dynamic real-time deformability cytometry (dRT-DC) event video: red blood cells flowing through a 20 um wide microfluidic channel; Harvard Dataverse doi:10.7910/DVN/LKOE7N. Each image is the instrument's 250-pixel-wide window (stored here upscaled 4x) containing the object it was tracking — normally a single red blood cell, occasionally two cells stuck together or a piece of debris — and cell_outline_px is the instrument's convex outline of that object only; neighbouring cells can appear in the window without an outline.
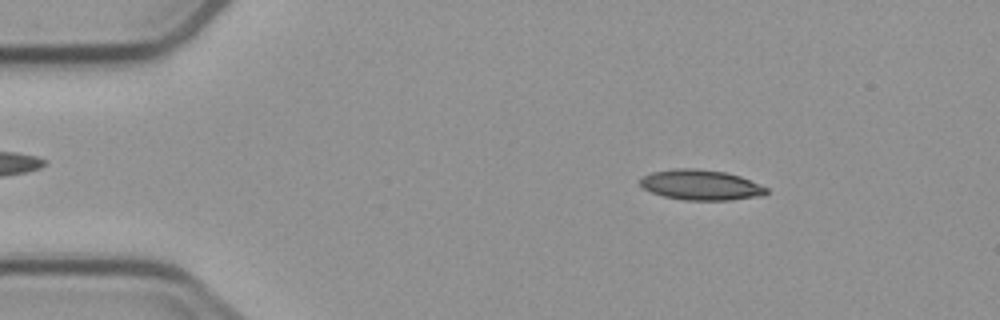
{"species": "common noctule bat (a hibernating species)", "species_latin": "Nyctalus noctula", "temperature_condition": "cold", "stored_images_in_passage": 3, "camera_frame_rate_fps": 3000, "um_per_image_px": 0.085, "animal": {"sex": "male", "body_mass_g": 23.1, "forearm_length_mm": 52.7}, "frame": {"image": 1, "passage_image": 1, "time_ms": 0.0, "image_size_px": [1000, 320], "cell_outline_px": [[768, 192], [764, 196], [732, 200], [684, 200], [664, 196], [652, 192], [644, 188], [640, 184], [640, 180], [644, 176], [652, 172], [676, 168], [696, 168], [724, 172], [740, 176], [768, 188]], "centroid_in_image_um": [59.61, 15.72], "position_along_channel_um": 25.4, "area_um2": 22.25}}